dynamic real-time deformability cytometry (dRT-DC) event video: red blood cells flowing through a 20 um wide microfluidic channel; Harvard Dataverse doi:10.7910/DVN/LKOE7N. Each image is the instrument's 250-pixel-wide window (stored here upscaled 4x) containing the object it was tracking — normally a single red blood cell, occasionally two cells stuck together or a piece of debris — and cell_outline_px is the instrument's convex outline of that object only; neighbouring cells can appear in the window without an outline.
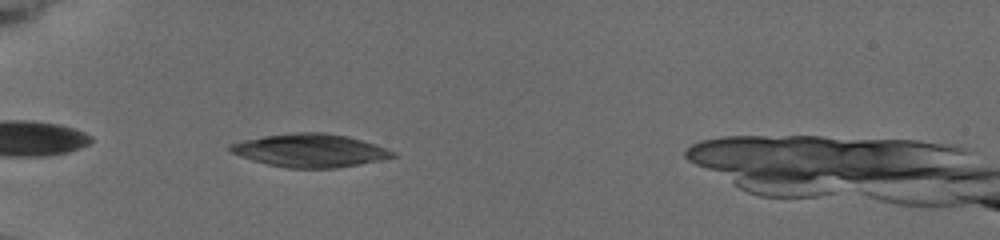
{"species": "common noctule bat (a hibernating species)", "species_latin": "Nyctalus noctula", "temperature_condition": "cold", "stored_images_in_passage": 35, "camera_frame_rate_fps": 3000, "um_per_image_px": 0.085, "animal": {"sex": "female", "body_mass_g": 19.5, "forearm_length_mm": 54.1}, "frame": {"image": 1, "passage_image": 2, "time_ms": 0.333, "image_size_px": [1000, 240], "cell_outline_px": [[400, 156], [380, 160], [336, 168], [288, 168], [268, 164], [252, 160], [240, 156], [232, 152], [228, 148], [228, 144], [244, 140], [264, 136], [296, 132], [324, 132], [344, 136], [360, 140], [396, 152]], "centroid_in_image_um": [26.34, 12.79], "position_along_channel_um": 58.7, "area_um2": 31.1}}
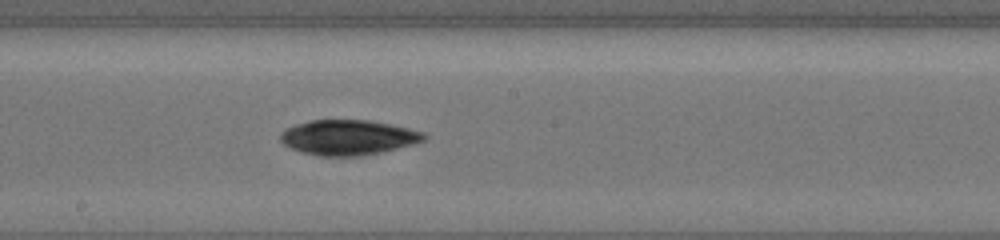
{"frame": {"image": 2, "passage_image": 16, "time_ms": 5.0, "image_size_px": [1000, 240], "cell_outline_px": [[428, 136], [424, 140], [412, 144], [380, 152], [360, 156], [316, 156], [300, 152], [284, 144], [280, 140], [280, 136], [288, 128], [296, 124], [312, 120], [368, 120], [388, 124], [424, 132]], "centroid_in_image_um": [29.58, 11.69], "position_along_channel_um": 218.6, "area_um2": 29.02}}
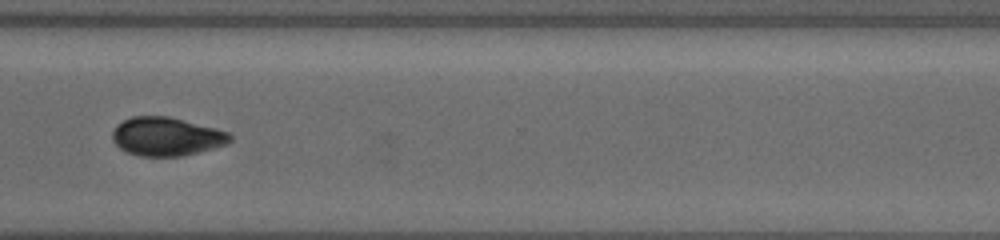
{"frame": {"image": 3, "passage_image": 27, "time_ms": 8.667, "image_size_px": [1000, 240], "cell_outline_px": [[232, 140], [224, 144], [200, 152], [184, 156], [140, 156], [128, 152], [120, 148], [112, 140], [112, 132], [116, 124], [132, 116], [168, 116], [216, 128], [228, 132], [232, 136]], "centroid_in_image_um": [14.13, 11.6], "position_along_channel_um": 356.5, "area_um2": 26.41}, "authors_computed_cell_mechanics": {"area_um2": 28.7266, "velocity_mm_per_s": 3.7685, "shape_relaxation_time_tau1_ms": 6.4068, "shape_relaxation_time_tau2_ms": null, "deformation_change_tau1": 0.272, "deformation_change_tau2": null}}